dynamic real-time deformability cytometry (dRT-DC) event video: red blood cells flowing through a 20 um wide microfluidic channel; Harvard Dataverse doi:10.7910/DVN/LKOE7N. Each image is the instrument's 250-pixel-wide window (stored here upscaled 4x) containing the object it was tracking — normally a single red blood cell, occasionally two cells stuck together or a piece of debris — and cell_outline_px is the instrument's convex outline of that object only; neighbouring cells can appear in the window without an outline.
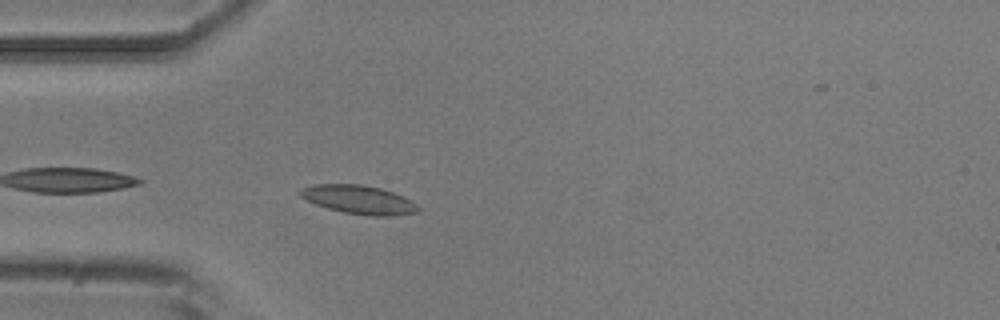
{"species": "common noctule bat (a hibernating species)", "species_latin": "Nyctalus noctula", "temperature_condition": "room temperature", "stored_images_in_passage": 5, "camera_frame_rate_fps": 3000, "um_per_image_px": 0.085, "animal": {"sex": "male", "body_mass_g": 20.5, "forearm_length_mm": 52.5}, "frame": {"image": 1, "passage_image": 1, "time_ms": 0.0, "image_size_px": [1000, 320], "cell_outline_px": [[420, 208], [416, 212], [392, 216], [372, 216], [344, 212], [328, 208], [316, 204], [300, 196], [296, 192], [300, 188], [312, 184], [360, 184], [380, 188], [404, 196], [416, 204]], "centroid_in_image_um": [30.46, 16.96], "position_along_channel_um": 54.5, "area_um2": 19.65}}